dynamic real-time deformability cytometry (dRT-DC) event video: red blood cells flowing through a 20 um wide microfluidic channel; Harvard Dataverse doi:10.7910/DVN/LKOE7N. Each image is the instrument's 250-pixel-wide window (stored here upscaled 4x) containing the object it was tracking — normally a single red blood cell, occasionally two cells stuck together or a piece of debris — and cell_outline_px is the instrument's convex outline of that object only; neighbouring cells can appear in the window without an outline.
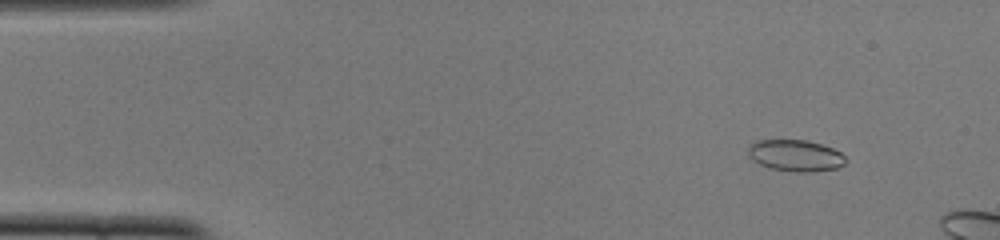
{"species": "common noctule bat (a hibernating species)", "species_latin": "Nyctalus noctula", "temperature_condition": "cold", "stored_images_in_passage": 14, "camera_frame_rate_fps": 3000, "um_per_image_px": 0.085, "animal": {"sex": "female", "body_mass_g": 22.0, "forearm_length_mm": 56.7}, "frame": {"image": 1, "passage_image": 5, "time_ms": 1.333, "image_size_px": [1000, 240], "cell_outline_px": [[848, 160], [844, 164], [836, 168], [812, 172], [792, 172], [768, 168], [752, 160], [748, 156], [748, 148], [756, 140], [808, 140], [832, 148], [840, 152]], "centroid_in_image_um": [67.61, 13.23], "position_along_channel_um": 17.4, "area_um2": 18.03}}